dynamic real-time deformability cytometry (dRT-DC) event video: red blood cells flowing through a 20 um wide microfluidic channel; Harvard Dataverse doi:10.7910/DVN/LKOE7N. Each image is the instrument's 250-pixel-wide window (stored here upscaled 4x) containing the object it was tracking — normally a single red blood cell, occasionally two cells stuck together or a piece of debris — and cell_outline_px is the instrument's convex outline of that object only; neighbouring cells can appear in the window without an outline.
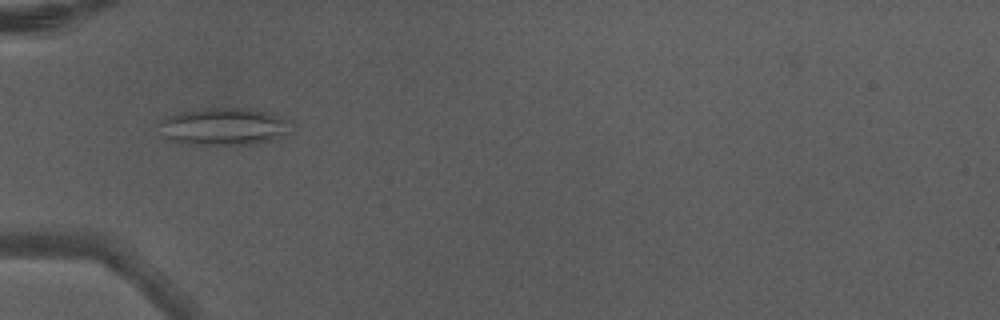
{"species": "Egyptian fruit bat (a non-hibernating species)", "species_latin": "Rousettus aegyptiacus", "temperature_condition": "warm", "stored_images_in_passage": 5, "camera_frame_rate_fps": 3000, "um_per_image_px": 0.085, "animal": {"sex": "male"}, "frame": {"image": 1, "passage_image": 5, "time_ms": 1.333, "image_size_px": [1000, 320], "cell_outline_px": [[292, 120], [288, 132], [272, 140], [256, 144], [200, 144], [168, 140], [164, 120], [168, 116], [184, 112], [212, 108], [240, 108], [268, 112]], "centroid_in_image_um": [19.19, 10.75], "position_along_channel_um": 65.8, "area_um2": 27.57}}